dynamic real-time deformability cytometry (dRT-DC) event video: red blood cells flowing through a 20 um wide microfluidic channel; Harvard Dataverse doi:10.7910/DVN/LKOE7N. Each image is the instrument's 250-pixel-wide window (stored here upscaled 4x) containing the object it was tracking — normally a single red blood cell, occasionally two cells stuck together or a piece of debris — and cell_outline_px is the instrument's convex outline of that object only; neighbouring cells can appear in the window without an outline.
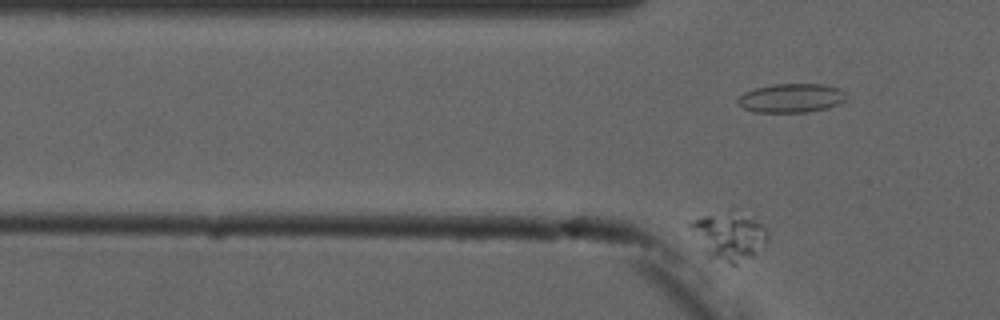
{"species": "common noctule bat (a hibernating species)", "species_latin": "Nyctalus noctula", "temperature_condition": "cold", "stored_images_in_passage": 14, "camera_frame_rate_fps": 3000, "um_per_image_px": 0.085, "animal": {"sex": "male", "forearm_length_mm": 52.5}, "frame": {"image": 1, "passage_image": 5, "time_ms": 5.667, "image_size_px": [1000, 320], "cell_outline_px": [[768, 240], [752, 256], [736, 264], [732, 264], [708, 256], [704, 252], [688, 224], [688, 220], [732, 208], [760, 224], [764, 228], [768, 236]], "centroid_in_image_um": [61.93, 20.02], "position_along_channel_um": 63.9, "area_um2": 21.33}}